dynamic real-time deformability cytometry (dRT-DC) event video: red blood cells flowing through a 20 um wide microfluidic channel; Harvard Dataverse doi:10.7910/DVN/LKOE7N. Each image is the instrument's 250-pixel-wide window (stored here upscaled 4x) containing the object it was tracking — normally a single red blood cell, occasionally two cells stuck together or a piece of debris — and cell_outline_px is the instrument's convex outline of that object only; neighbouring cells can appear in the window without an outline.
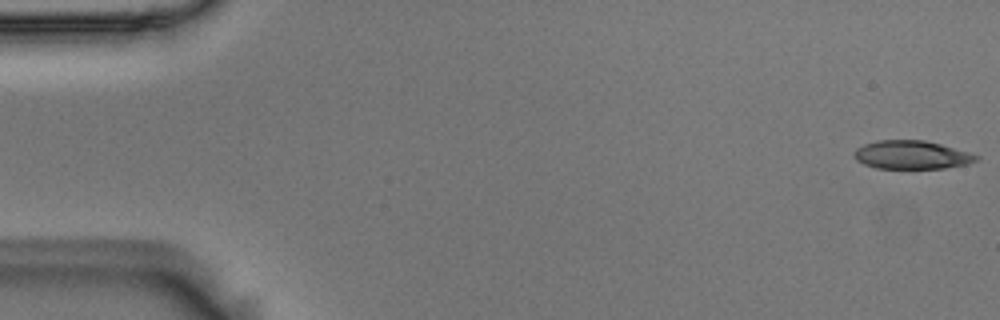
{"species": "Egyptian fruit bat (a non-hibernating species)", "species_latin": "Rousettus aegyptiacus", "temperature_condition": "room temperature", "stored_images_in_passage": 54, "camera_frame_rate_fps": 3000, "um_per_image_px": 0.085, "animal": {"sex": "male"}, "frame": {"image": 1, "passage_image": 1, "time_ms": 0.0, "image_size_px": [1000, 320], "cell_outline_px": [[980, 156], [976, 160], [968, 164], [944, 168], [876, 168], [864, 164], [856, 160], [852, 156], [852, 152], [856, 148], [864, 144], [876, 140], [924, 140], [940, 144]], "centroid_in_image_um": [77.42, 13.16], "position_along_channel_um": 7.6, "area_um2": 20.17}}
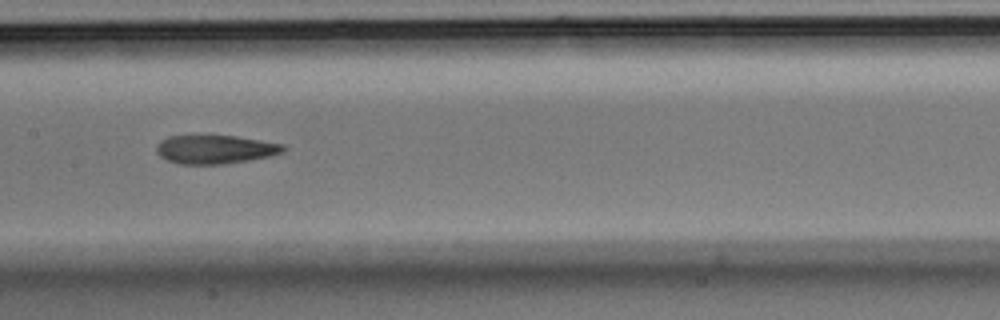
{"frame": {"image": 2, "passage_image": 27, "time_ms": 8.667, "image_size_px": [1000, 320], "cell_outline_px": [[288, 148], [284, 152], [268, 156], [248, 160], [224, 164], [180, 164], [168, 160], [160, 156], [156, 152], [156, 144], [160, 140], [168, 136], [236, 136], [284, 144]], "centroid_in_image_um": [18.29, 12.69], "position_along_channel_um": 189.1, "area_um2": 21.15}}
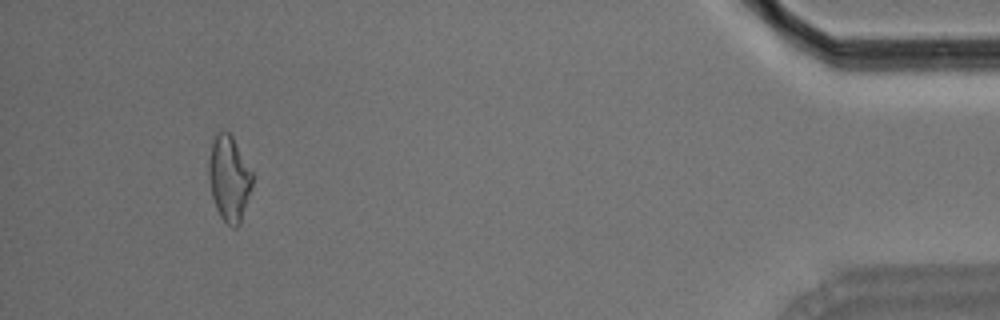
{"frame": {"image": 3, "passage_image": 51, "time_ms": 16.667, "image_size_px": [1000, 320], "cell_outline_px": [[252, 188], [240, 224], [236, 228], [232, 228], [220, 216], [216, 208], [212, 196], [208, 180], [208, 160], [212, 140], [216, 132], [224, 128], [232, 136], [252, 172]], "centroid_in_image_um": [19.45, 15.15], "position_along_channel_um": 415.7, "area_um2": 21.96}, "authors_computed_cell_mechanics": {"area_um2": 21.7617, "velocity_mm_per_s": 3.6756, "shape_relaxation_time_tau1_ms": null, "shape_relaxation_time_tau2_ms": 4.4125, "deformation_change_tau1": null, "deformation_change_tau2": 0.1418}}